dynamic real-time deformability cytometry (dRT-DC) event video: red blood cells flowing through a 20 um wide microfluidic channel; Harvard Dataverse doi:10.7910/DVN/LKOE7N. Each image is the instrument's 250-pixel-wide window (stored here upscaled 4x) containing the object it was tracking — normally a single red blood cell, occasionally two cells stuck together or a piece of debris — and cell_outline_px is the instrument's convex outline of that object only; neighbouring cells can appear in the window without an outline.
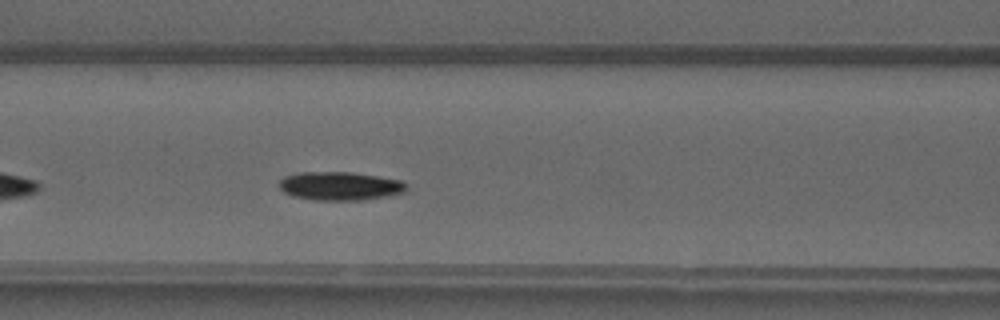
{"species": "common noctule bat (a hibernating species)", "species_latin": "Nyctalus noctula", "temperature_condition": "warm", "stored_images_in_passage": 16, "camera_frame_rate_fps": 3000, "um_per_image_px": 0.085, "animal": {"sex": "male", "forearm_length_mm": 52.5}, "frame": {"image": 1, "passage_image": 9, "time_ms": 2.667, "image_size_px": [1000, 320], "cell_outline_px": [[408, 188], [404, 192], [388, 196], [364, 200], [316, 200], [292, 196], [284, 192], [276, 184], [284, 176], [296, 172], [352, 172], [404, 180], [408, 184]], "centroid_in_image_um": [28.91, 15.8], "position_along_channel_um": 137.7, "area_um2": 21.56}}
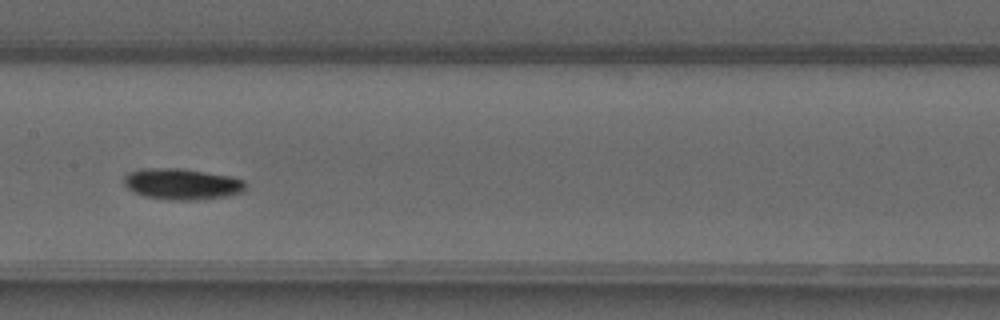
{"frame": {"image": 2, "passage_image": 13, "time_ms": 4.0, "image_size_px": [1000, 320], "cell_outline_px": [[248, 184], [244, 192], [228, 196], [196, 200], [168, 200], [144, 196], [132, 192], [124, 184], [124, 176], [128, 172], [140, 168], [180, 168], [228, 176], [244, 180]], "centroid_in_image_um": [15.46, 15.65], "position_along_channel_um": 191.9, "area_um2": 22.31}}